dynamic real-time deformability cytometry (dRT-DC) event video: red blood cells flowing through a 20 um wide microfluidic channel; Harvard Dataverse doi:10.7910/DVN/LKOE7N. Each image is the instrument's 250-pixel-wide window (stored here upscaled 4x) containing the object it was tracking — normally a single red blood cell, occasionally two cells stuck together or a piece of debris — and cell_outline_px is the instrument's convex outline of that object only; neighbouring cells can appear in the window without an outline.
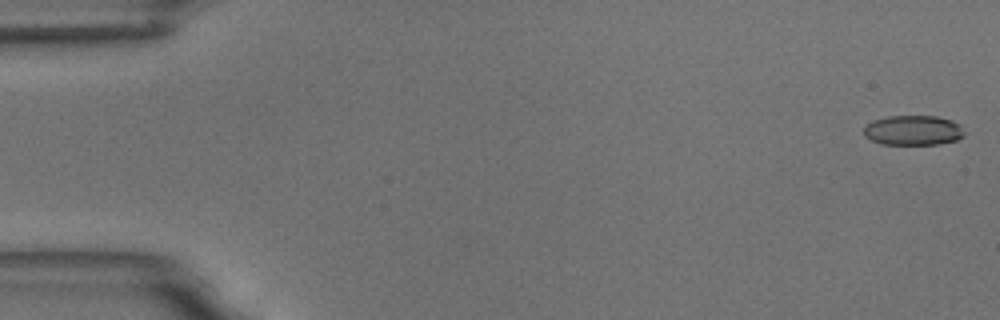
{"species": "common noctule bat (a hibernating species)", "species_latin": "Nyctalus noctula", "temperature_condition": "room temperature", "stored_images_in_passage": 7, "camera_frame_rate_fps": 3000, "um_per_image_px": 0.085, "animal": {"sex": "male", "body_mass_g": 18.8}, "frame": {"image": 1, "passage_image": 1, "time_ms": 0.0, "image_size_px": [1000, 320], "cell_outline_px": [[964, 136], [956, 140], [940, 144], [880, 144], [864, 136], [864, 128], [872, 120], [888, 116], [936, 116], [952, 120], [960, 124], [964, 132]], "centroid_in_image_um": [77.63, 11.07], "position_along_channel_um": 7.4, "area_um2": 17.57}}
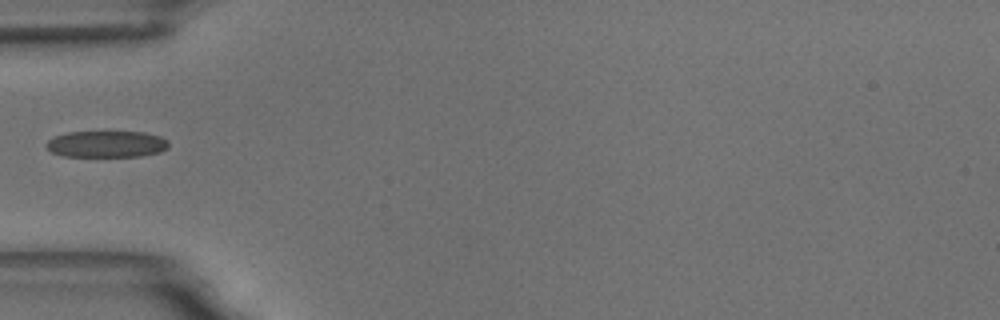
{"frame": {"image": 2, "passage_image": 6, "time_ms": 6.0, "image_size_px": [1000, 320], "cell_outline_px": [[168, 148], [160, 152], [140, 156], [64, 156], [52, 152], [44, 144], [48, 140], [56, 136], [68, 132], [144, 132], [160, 136], [168, 140]], "centroid_in_image_um": [9.08, 12.24], "position_along_channel_um": 75.9, "area_um2": 18.84}}
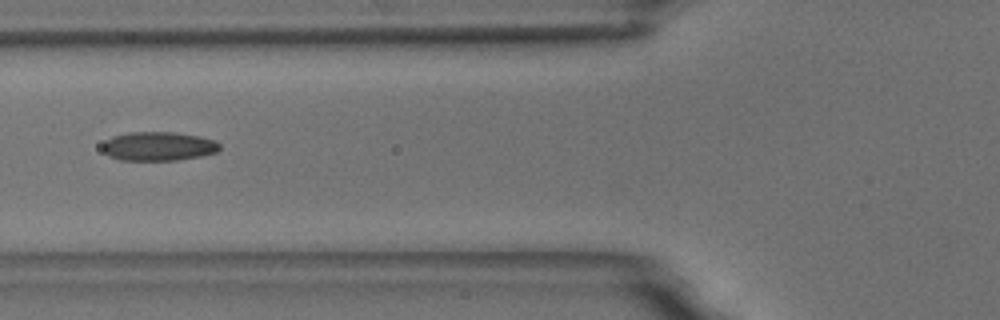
{"frame": {"image": 3, "passage_image": 7, "time_ms": 7.0, "image_size_px": [1000, 320], "cell_outline_px": [[220, 148], [216, 152], [200, 156], [176, 160], [120, 160], [108, 156], [104, 152], [104, 144], [112, 136], [128, 132], [172, 132], [200, 136], [216, 140], [220, 144]], "centroid_in_image_um": [13.49, 12.43], "position_along_channel_um": 112.3, "area_um2": 19.71}}